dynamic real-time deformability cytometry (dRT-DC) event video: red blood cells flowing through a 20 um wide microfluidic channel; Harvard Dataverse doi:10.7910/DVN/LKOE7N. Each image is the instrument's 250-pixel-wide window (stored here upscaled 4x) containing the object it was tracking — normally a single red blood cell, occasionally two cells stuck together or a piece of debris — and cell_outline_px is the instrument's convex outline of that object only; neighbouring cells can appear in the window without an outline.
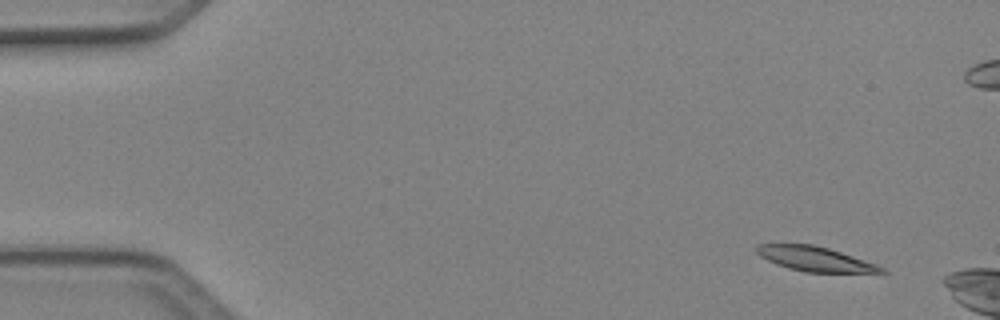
{"species": "Egyptian fruit bat (a non-hibernating species)", "species_latin": "Rousettus aegyptiacus", "temperature_condition": "cold", "stored_images_in_passage": 3, "camera_frame_rate_fps": 3000, "um_per_image_px": 0.085, "animal": {"sex": "female"}, "frame": {"image": 1, "passage_image": 1, "time_ms": 0.0, "image_size_px": [1000, 320], "cell_outline_px": [[888, 272], [804, 272], [788, 268], [776, 264], [760, 256], [752, 248], [756, 244], [812, 244], [828, 248], [876, 264], [884, 268]], "centroid_in_image_um": [69.2, 22.0], "position_along_channel_um": 15.8, "area_um2": 17.74}}